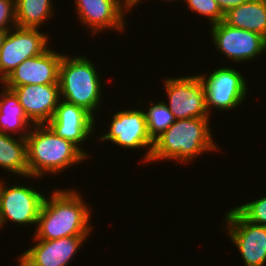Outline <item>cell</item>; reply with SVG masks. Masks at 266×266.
<instances>
[{
  "instance_id": "obj_10",
  "label": "cell",
  "mask_w": 266,
  "mask_h": 266,
  "mask_svg": "<svg viewBox=\"0 0 266 266\" xmlns=\"http://www.w3.org/2000/svg\"><path fill=\"white\" fill-rule=\"evenodd\" d=\"M166 78L163 85L167 102L164 103L176 120L210 117L206 110L203 82L198 74Z\"/></svg>"
},
{
  "instance_id": "obj_1",
  "label": "cell",
  "mask_w": 266,
  "mask_h": 266,
  "mask_svg": "<svg viewBox=\"0 0 266 266\" xmlns=\"http://www.w3.org/2000/svg\"><path fill=\"white\" fill-rule=\"evenodd\" d=\"M81 192L56 188L43 201L33 239L54 240L74 235H90L92 206ZM87 202V204H86Z\"/></svg>"
},
{
  "instance_id": "obj_16",
  "label": "cell",
  "mask_w": 266,
  "mask_h": 266,
  "mask_svg": "<svg viewBox=\"0 0 266 266\" xmlns=\"http://www.w3.org/2000/svg\"><path fill=\"white\" fill-rule=\"evenodd\" d=\"M11 90L33 125L47 124L61 100L59 84H29Z\"/></svg>"
},
{
  "instance_id": "obj_5",
  "label": "cell",
  "mask_w": 266,
  "mask_h": 266,
  "mask_svg": "<svg viewBox=\"0 0 266 266\" xmlns=\"http://www.w3.org/2000/svg\"><path fill=\"white\" fill-rule=\"evenodd\" d=\"M198 76L203 82L205 105L210 117L215 108L220 112L237 109L248 96L247 79L234 67L220 66L208 75L201 73Z\"/></svg>"
},
{
  "instance_id": "obj_11",
  "label": "cell",
  "mask_w": 266,
  "mask_h": 266,
  "mask_svg": "<svg viewBox=\"0 0 266 266\" xmlns=\"http://www.w3.org/2000/svg\"><path fill=\"white\" fill-rule=\"evenodd\" d=\"M49 38L37 28L10 29L0 50V83L24 60L42 54L50 46Z\"/></svg>"
},
{
  "instance_id": "obj_20",
  "label": "cell",
  "mask_w": 266,
  "mask_h": 266,
  "mask_svg": "<svg viewBox=\"0 0 266 266\" xmlns=\"http://www.w3.org/2000/svg\"><path fill=\"white\" fill-rule=\"evenodd\" d=\"M53 6L52 0H15L16 25L40 29L48 19L52 20L56 10Z\"/></svg>"
},
{
  "instance_id": "obj_26",
  "label": "cell",
  "mask_w": 266,
  "mask_h": 266,
  "mask_svg": "<svg viewBox=\"0 0 266 266\" xmlns=\"http://www.w3.org/2000/svg\"><path fill=\"white\" fill-rule=\"evenodd\" d=\"M9 30H0V50L2 48V45H3V41L7 35Z\"/></svg>"
},
{
  "instance_id": "obj_15",
  "label": "cell",
  "mask_w": 266,
  "mask_h": 266,
  "mask_svg": "<svg viewBox=\"0 0 266 266\" xmlns=\"http://www.w3.org/2000/svg\"><path fill=\"white\" fill-rule=\"evenodd\" d=\"M96 122L97 119L95 121V118L84 108L61 99L47 125L59 137L79 145V148L90 157V153L83 150L81 143H86L87 139L91 140L90 138L95 135Z\"/></svg>"
},
{
  "instance_id": "obj_4",
  "label": "cell",
  "mask_w": 266,
  "mask_h": 266,
  "mask_svg": "<svg viewBox=\"0 0 266 266\" xmlns=\"http://www.w3.org/2000/svg\"><path fill=\"white\" fill-rule=\"evenodd\" d=\"M92 60L82 54L63 55L59 67L60 97L62 100L84 108L94 118L103 100L100 73ZM99 73V74H98ZM95 113V114H94Z\"/></svg>"
},
{
  "instance_id": "obj_28",
  "label": "cell",
  "mask_w": 266,
  "mask_h": 266,
  "mask_svg": "<svg viewBox=\"0 0 266 266\" xmlns=\"http://www.w3.org/2000/svg\"><path fill=\"white\" fill-rule=\"evenodd\" d=\"M162 1H165V2H170V1L172 2V1H174L175 2V1H178V0H162Z\"/></svg>"
},
{
  "instance_id": "obj_3",
  "label": "cell",
  "mask_w": 266,
  "mask_h": 266,
  "mask_svg": "<svg viewBox=\"0 0 266 266\" xmlns=\"http://www.w3.org/2000/svg\"><path fill=\"white\" fill-rule=\"evenodd\" d=\"M26 142L29 176L37 180L46 174L57 176L64 169L89 159L79 146L59 137L47 124L33 125Z\"/></svg>"
},
{
  "instance_id": "obj_9",
  "label": "cell",
  "mask_w": 266,
  "mask_h": 266,
  "mask_svg": "<svg viewBox=\"0 0 266 266\" xmlns=\"http://www.w3.org/2000/svg\"><path fill=\"white\" fill-rule=\"evenodd\" d=\"M224 218L223 228L244 265L266 266V226L250 223L234 207L225 212Z\"/></svg>"
},
{
  "instance_id": "obj_12",
  "label": "cell",
  "mask_w": 266,
  "mask_h": 266,
  "mask_svg": "<svg viewBox=\"0 0 266 266\" xmlns=\"http://www.w3.org/2000/svg\"><path fill=\"white\" fill-rule=\"evenodd\" d=\"M74 1L77 20L94 36L107 30L124 33L127 24L125 13L133 10L126 0Z\"/></svg>"
},
{
  "instance_id": "obj_2",
  "label": "cell",
  "mask_w": 266,
  "mask_h": 266,
  "mask_svg": "<svg viewBox=\"0 0 266 266\" xmlns=\"http://www.w3.org/2000/svg\"><path fill=\"white\" fill-rule=\"evenodd\" d=\"M210 117L177 119L154 140L150 162L175 160L181 164L195 162L205 152L218 151L211 131Z\"/></svg>"
},
{
  "instance_id": "obj_27",
  "label": "cell",
  "mask_w": 266,
  "mask_h": 266,
  "mask_svg": "<svg viewBox=\"0 0 266 266\" xmlns=\"http://www.w3.org/2000/svg\"><path fill=\"white\" fill-rule=\"evenodd\" d=\"M127 3L132 7H136L138 4L141 3V1L143 2L144 0H126Z\"/></svg>"
},
{
  "instance_id": "obj_19",
  "label": "cell",
  "mask_w": 266,
  "mask_h": 266,
  "mask_svg": "<svg viewBox=\"0 0 266 266\" xmlns=\"http://www.w3.org/2000/svg\"><path fill=\"white\" fill-rule=\"evenodd\" d=\"M0 168L23 179L36 178L29 176L26 137L0 132Z\"/></svg>"
},
{
  "instance_id": "obj_22",
  "label": "cell",
  "mask_w": 266,
  "mask_h": 266,
  "mask_svg": "<svg viewBox=\"0 0 266 266\" xmlns=\"http://www.w3.org/2000/svg\"><path fill=\"white\" fill-rule=\"evenodd\" d=\"M184 2L192 14L195 12L197 15H202L204 20L207 19L209 26L224 21L225 14L216 0H184Z\"/></svg>"
},
{
  "instance_id": "obj_13",
  "label": "cell",
  "mask_w": 266,
  "mask_h": 266,
  "mask_svg": "<svg viewBox=\"0 0 266 266\" xmlns=\"http://www.w3.org/2000/svg\"><path fill=\"white\" fill-rule=\"evenodd\" d=\"M90 235L54 240L33 239L34 245L16 257L18 266H68ZM78 251V252H77Z\"/></svg>"
},
{
  "instance_id": "obj_17",
  "label": "cell",
  "mask_w": 266,
  "mask_h": 266,
  "mask_svg": "<svg viewBox=\"0 0 266 266\" xmlns=\"http://www.w3.org/2000/svg\"><path fill=\"white\" fill-rule=\"evenodd\" d=\"M0 87V132L26 137L33 124L25 115L16 94L6 88ZM2 89V90H1ZM23 131V132H22Z\"/></svg>"
},
{
  "instance_id": "obj_23",
  "label": "cell",
  "mask_w": 266,
  "mask_h": 266,
  "mask_svg": "<svg viewBox=\"0 0 266 266\" xmlns=\"http://www.w3.org/2000/svg\"><path fill=\"white\" fill-rule=\"evenodd\" d=\"M234 208L250 223L266 226V195Z\"/></svg>"
},
{
  "instance_id": "obj_25",
  "label": "cell",
  "mask_w": 266,
  "mask_h": 266,
  "mask_svg": "<svg viewBox=\"0 0 266 266\" xmlns=\"http://www.w3.org/2000/svg\"><path fill=\"white\" fill-rule=\"evenodd\" d=\"M249 0H216L222 12L225 14L230 9L235 8Z\"/></svg>"
},
{
  "instance_id": "obj_24",
  "label": "cell",
  "mask_w": 266,
  "mask_h": 266,
  "mask_svg": "<svg viewBox=\"0 0 266 266\" xmlns=\"http://www.w3.org/2000/svg\"><path fill=\"white\" fill-rule=\"evenodd\" d=\"M15 26V0H0V30H10Z\"/></svg>"
},
{
  "instance_id": "obj_18",
  "label": "cell",
  "mask_w": 266,
  "mask_h": 266,
  "mask_svg": "<svg viewBox=\"0 0 266 266\" xmlns=\"http://www.w3.org/2000/svg\"><path fill=\"white\" fill-rule=\"evenodd\" d=\"M229 26L252 31L266 39V0H249L225 13Z\"/></svg>"
},
{
  "instance_id": "obj_14",
  "label": "cell",
  "mask_w": 266,
  "mask_h": 266,
  "mask_svg": "<svg viewBox=\"0 0 266 266\" xmlns=\"http://www.w3.org/2000/svg\"><path fill=\"white\" fill-rule=\"evenodd\" d=\"M48 47L42 54L24 60L2 82L13 89L23 85L59 84V67L64 52Z\"/></svg>"
},
{
  "instance_id": "obj_8",
  "label": "cell",
  "mask_w": 266,
  "mask_h": 266,
  "mask_svg": "<svg viewBox=\"0 0 266 266\" xmlns=\"http://www.w3.org/2000/svg\"><path fill=\"white\" fill-rule=\"evenodd\" d=\"M208 31L214 48L230 62L254 61L266 52V39L258 33L229 26L224 21L211 25Z\"/></svg>"
},
{
  "instance_id": "obj_7",
  "label": "cell",
  "mask_w": 266,
  "mask_h": 266,
  "mask_svg": "<svg viewBox=\"0 0 266 266\" xmlns=\"http://www.w3.org/2000/svg\"><path fill=\"white\" fill-rule=\"evenodd\" d=\"M144 108L126 109L115 112L112 115L110 126L107 133L99 135L98 140L101 142H112L114 145L123 149H142L146 150L143 162L146 165L152 153L154 141L149 136ZM145 148V149H144Z\"/></svg>"
},
{
  "instance_id": "obj_6",
  "label": "cell",
  "mask_w": 266,
  "mask_h": 266,
  "mask_svg": "<svg viewBox=\"0 0 266 266\" xmlns=\"http://www.w3.org/2000/svg\"><path fill=\"white\" fill-rule=\"evenodd\" d=\"M0 178V230L12 222L36 227L45 194L31 185H6ZM17 184V185H16ZM30 224V225H29Z\"/></svg>"
},
{
  "instance_id": "obj_21",
  "label": "cell",
  "mask_w": 266,
  "mask_h": 266,
  "mask_svg": "<svg viewBox=\"0 0 266 266\" xmlns=\"http://www.w3.org/2000/svg\"><path fill=\"white\" fill-rule=\"evenodd\" d=\"M150 103L147 107L148 109L144 111L147 122V130L149 136L154 141L165 130H167L176 119L163 100H159L156 103L151 101Z\"/></svg>"
}]
</instances>
